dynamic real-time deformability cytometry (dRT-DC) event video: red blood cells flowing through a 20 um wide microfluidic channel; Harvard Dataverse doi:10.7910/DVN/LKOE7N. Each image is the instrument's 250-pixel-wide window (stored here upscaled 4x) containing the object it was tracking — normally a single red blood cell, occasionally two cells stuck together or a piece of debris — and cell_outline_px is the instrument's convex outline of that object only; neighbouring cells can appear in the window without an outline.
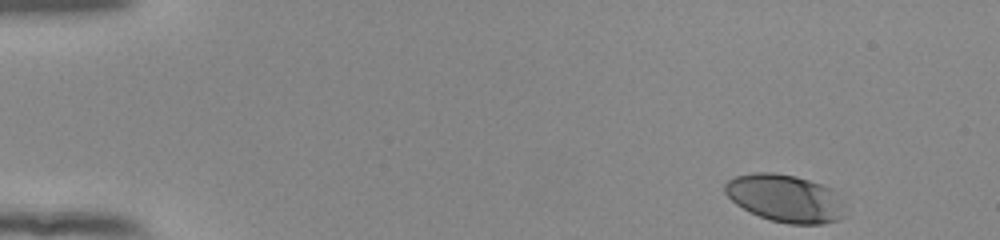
{"species": "human", "species_latin": "Homo sapiens", "temperature_condition": "room temperature", "stored_images_in_passage": 49, "camera_frame_rate_fps": 3000, "um_per_image_px": 0.085, "donor": {"sex": "female"}, "frame": {"image": 1, "passage_image": 1, "time_ms": 0.0, "image_size_px": [1000, 240], "cell_outline_px": [[840, 220], [824, 224], [788, 224], [768, 220], [736, 204], [724, 192], [724, 184], [728, 180], [736, 176], [756, 172], [772, 172], [796, 176], [832, 188], [840, 204]], "centroid_in_image_um": [66.67, 16.85], "position_along_channel_um": 18.3, "area_um2": 32.77}}
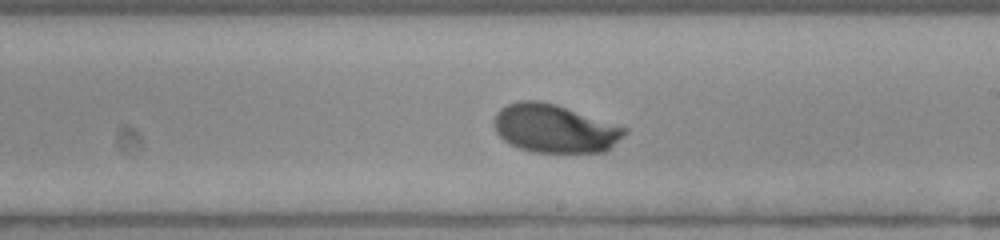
{"frame": {"image": 2, "passage_image": 28, "time_ms": 9.0, "image_size_px": [1000, 240], "cell_outline_px": [[628, 132], [624, 136], [604, 152], [532, 152], [520, 148], [504, 140], [496, 132], [492, 124], [492, 120], [496, 112], [500, 108], [508, 104], [520, 100], [540, 100], [556, 104], [628, 128]], "centroid_in_image_um": [47.12, 10.91], "position_along_channel_um": 241.9, "area_um2": 36.88}}
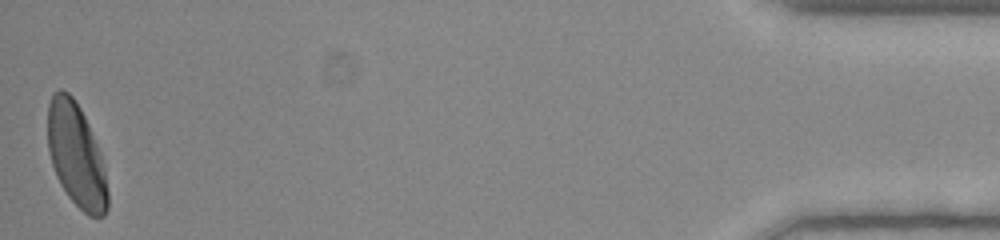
{"frame": {"image": 3, "passage_image": 49, "time_ms": 16.0, "image_size_px": [1000, 240], "cell_outline_px": [[108, 208], [104, 216], [88, 216], [68, 196], [60, 184], [56, 176], [52, 164], [48, 148], [48, 104], [52, 96], [60, 88], [68, 92], [72, 96], [80, 108], [88, 124], [100, 152], [104, 168], [108, 192]], "centroid_in_image_um": [6.48, 13.21], "position_along_channel_um": 428.7, "area_um2": 35.95}, "authors_computed_cell_mechanics": {"area_um2": 35.836, "velocity_mm_per_s": 3.8762, "shape_relaxation_time_tau1_ms": 2.2714, "shape_relaxation_time_tau2_ms": 0.9612, "deformation_change_tau1": 0.1308, "deformation_change_tau2": 0.0399}}